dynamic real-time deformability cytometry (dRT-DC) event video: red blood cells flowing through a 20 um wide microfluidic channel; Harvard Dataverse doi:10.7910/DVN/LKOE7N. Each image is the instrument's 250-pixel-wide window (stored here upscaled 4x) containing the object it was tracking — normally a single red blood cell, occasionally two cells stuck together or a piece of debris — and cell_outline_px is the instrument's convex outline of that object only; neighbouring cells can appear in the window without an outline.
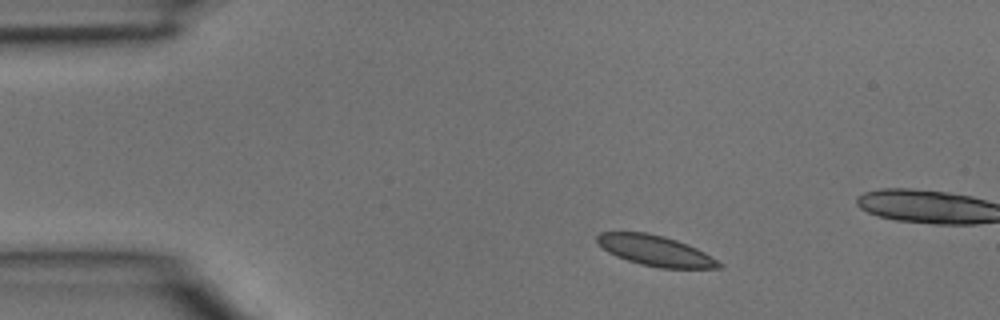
{"species": "common noctule bat (a hibernating species)", "species_latin": "Nyctalus noctula", "temperature_condition": "room temperature", "stored_images_in_passage": 2, "camera_frame_rate_fps": 3000, "um_per_image_px": 0.085, "animal": {"sex": "male", "body_mass_g": 15.6}, "frame": {"image": 1, "passage_image": 2, "time_ms": 0.333, "image_size_px": [1000, 320], "cell_outline_px": [[724, 268], [660, 268], [640, 264], [616, 256], [608, 252], [596, 240], [596, 236], [600, 232], [648, 232], [664, 236], [688, 244], [704, 252], [724, 264]], "centroid_in_image_um": [55.73, 21.31], "position_along_channel_um": 29.3, "area_um2": 21.62}}